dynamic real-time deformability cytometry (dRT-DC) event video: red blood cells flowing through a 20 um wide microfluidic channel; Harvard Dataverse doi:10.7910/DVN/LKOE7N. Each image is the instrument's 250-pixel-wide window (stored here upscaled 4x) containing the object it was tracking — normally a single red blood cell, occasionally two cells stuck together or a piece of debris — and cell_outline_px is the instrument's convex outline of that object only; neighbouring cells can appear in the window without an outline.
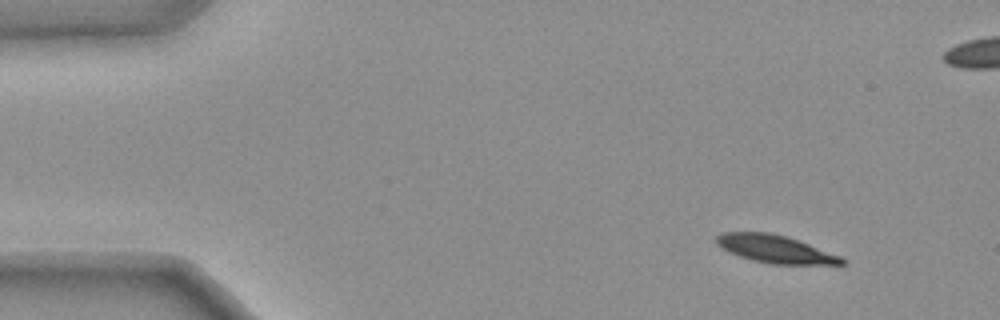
{"species": "common noctule bat (a hibernating species)", "species_latin": "Nyctalus noctula", "temperature_condition": "warm", "stored_images_in_passage": 41, "camera_frame_rate_fps": 3000, "um_per_image_px": 0.085, "animal": {"sex": "female", "body_mass_g": 25.1}, "frame": {"image": 1, "passage_image": 1, "time_ms": 0.0, "image_size_px": [1000, 320], "cell_outline_px": [[848, 264], [768, 264], [752, 260], [728, 252], [716, 244], [716, 236], [724, 232], [768, 232], [784, 236], [808, 244], [840, 256], [848, 260]], "centroid_in_image_um": [65.88, 21.18], "position_along_channel_um": 19.1, "area_um2": 20.11}}
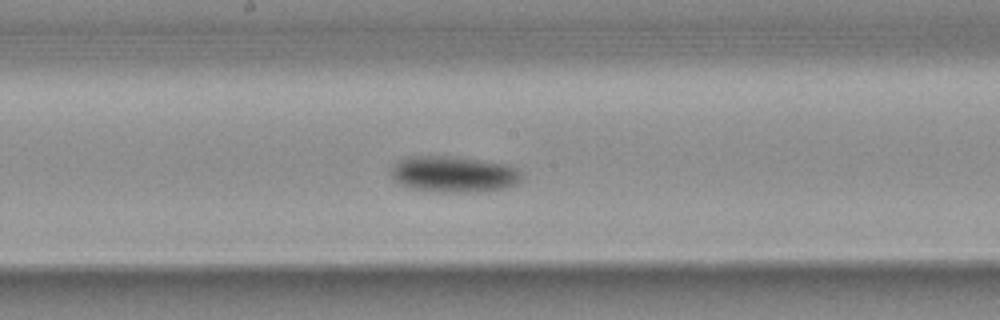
{"frame": {"image": 2, "passage_image": 24, "time_ms": 7.667, "image_size_px": [1000, 320], "cell_outline_px": [[524, 180], [508, 188], [484, 192], [440, 192], [408, 188], [400, 184], [392, 176], [392, 168], [400, 160], [412, 156], [448, 156], [480, 160], [504, 164], [516, 168], [524, 172]], "centroid_in_image_um": [38.66, 14.83], "position_along_channel_um": 209.5, "area_um2": 27.74}}
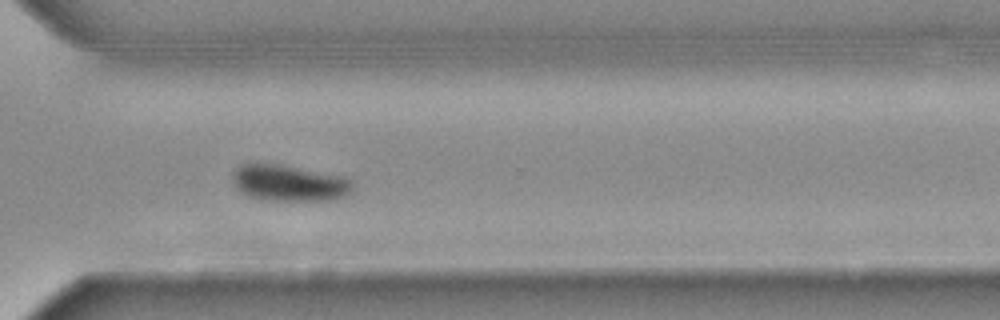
{"frame": {"image": 3, "passage_image": 35, "time_ms": 11.333, "image_size_px": [1000, 320], "cell_outline_px": [[352, 192], [344, 196], [328, 200], [268, 200], [252, 196], [240, 192], [236, 188], [232, 180], [232, 172], [240, 164], [280, 164], [344, 176], [352, 180]], "centroid_in_image_um": [24.58, 15.55], "position_along_channel_um": 346.0, "area_um2": 25.32}, "authors_computed_cell_mechanics": {"area_um2": 24.565, "velocity_mm_per_s": 3.7051, "shape_relaxation_time_tau1_ms": 3.0116, "shape_relaxation_time_tau2_ms": null, "deformation_change_tau1": 0.1406, "deformation_change_tau2": null}}